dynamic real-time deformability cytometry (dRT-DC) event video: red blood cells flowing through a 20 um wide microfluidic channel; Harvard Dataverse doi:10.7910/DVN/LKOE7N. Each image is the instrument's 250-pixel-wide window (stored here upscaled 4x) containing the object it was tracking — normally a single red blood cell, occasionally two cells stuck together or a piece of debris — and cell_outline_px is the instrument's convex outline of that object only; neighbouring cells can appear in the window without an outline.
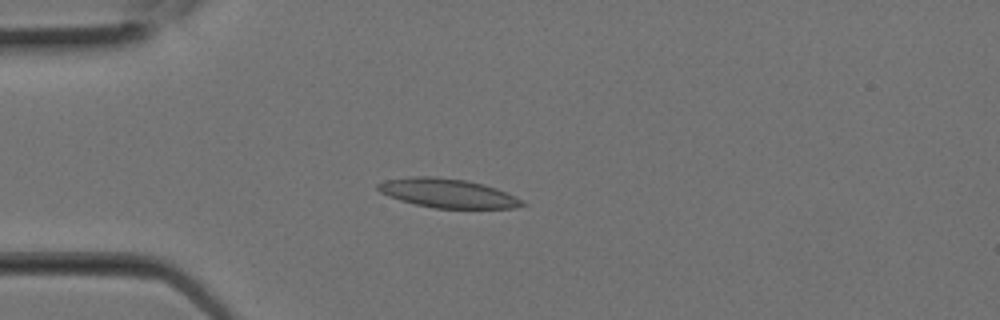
{"species": "Egyptian fruit bat (a non-hibernating species)", "species_latin": "Rousettus aegyptiacus", "temperature_condition": "room temperature", "stored_images_in_passage": 1, "camera_frame_rate_fps": 3000, "um_per_image_px": 0.085, "animal": {"sex": "female"}, "frame": {"image": 1, "passage_image": 1, "time_ms": 0.0, "image_size_px": [1000, 320], "cell_outline_px": [[528, 204], [512, 208], [436, 208], [416, 204], [400, 200], [380, 192], [376, 188], [376, 184], [384, 180], [408, 176], [436, 176], [468, 180], [484, 184], [496, 188]], "centroid_in_image_um": [37.99, 16.4], "position_along_channel_um": 47.0, "area_um2": 24.33}}